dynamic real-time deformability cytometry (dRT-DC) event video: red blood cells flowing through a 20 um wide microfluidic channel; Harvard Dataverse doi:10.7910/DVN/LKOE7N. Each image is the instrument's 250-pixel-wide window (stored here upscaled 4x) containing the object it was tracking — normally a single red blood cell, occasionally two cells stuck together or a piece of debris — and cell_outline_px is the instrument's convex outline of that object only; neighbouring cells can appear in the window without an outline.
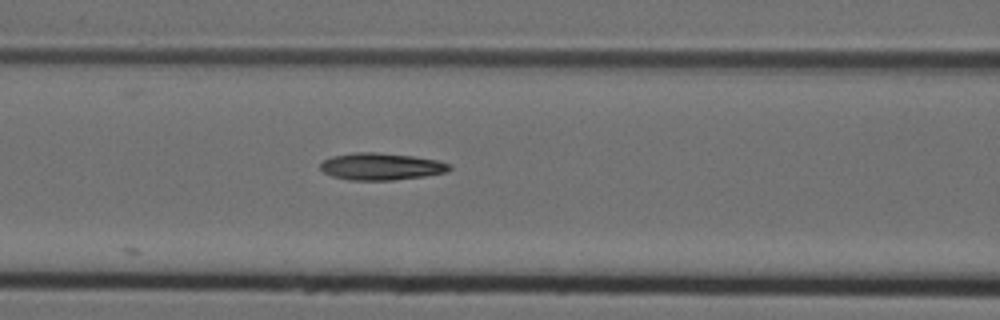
{"species": "Egyptian fruit bat (a non-hibernating species)", "species_latin": "Rousettus aegyptiacus", "temperature_condition": "cold", "stored_images_in_passage": 22, "camera_frame_rate_fps": 3000, "um_per_image_px": 0.085, "animal": {"sex": "female"}, "frame": {"image": 1, "passage_image": 22, "time_ms": 7.0, "image_size_px": [1000, 320], "cell_outline_px": [[452, 168], [448, 172], [424, 176], [392, 180], [348, 180], [332, 176], [324, 172], [320, 168], [320, 164], [324, 160], [332, 156], [352, 152], [376, 152], [412, 156], [436, 160], [452, 164]], "centroid_in_image_um": [32.4, 14.15], "position_along_channel_um": 134.2, "area_um2": 20.4}}